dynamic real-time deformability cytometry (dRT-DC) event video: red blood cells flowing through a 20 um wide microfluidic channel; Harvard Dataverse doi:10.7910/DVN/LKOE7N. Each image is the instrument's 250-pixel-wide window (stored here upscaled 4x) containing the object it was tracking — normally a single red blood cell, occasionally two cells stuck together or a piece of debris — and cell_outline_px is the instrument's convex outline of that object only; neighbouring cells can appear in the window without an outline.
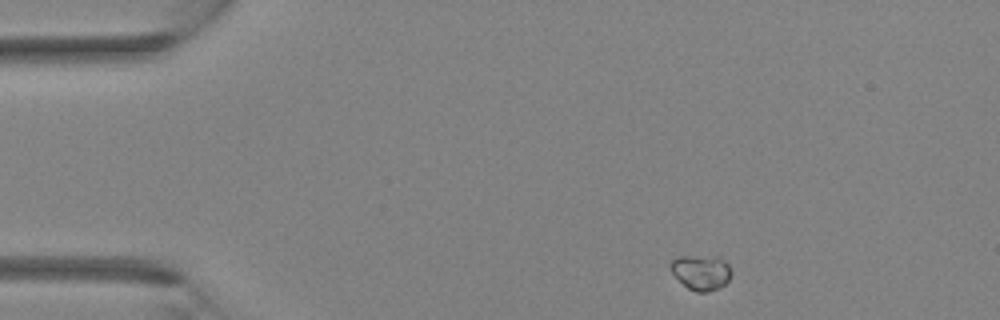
{"species": "Egyptian fruit bat (a non-hibernating species)", "species_latin": "Rousettus aegyptiacus", "temperature_condition": "room temperature", "stored_images_in_passage": 34, "camera_frame_rate_fps": 3000, "um_per_image_px": 0.085, "animal": {"sex": "female"}, "frame": {"image": 1, "passage_image": 1, "time_ms": 0.0, "image_size_px": [1000, 320], "cell_outline_px": [[732, 272], [728, 280], [724, 284], [708, 292], [696, 292], [688, 288], [668, 268], [668, 264], [672, 260], [680, 256], [720, 256], [728, 264]], "centroid_in_image_um": [59.58, 23.12], "position_along_channel_um": 25.4, "area_um2": 12.43}}
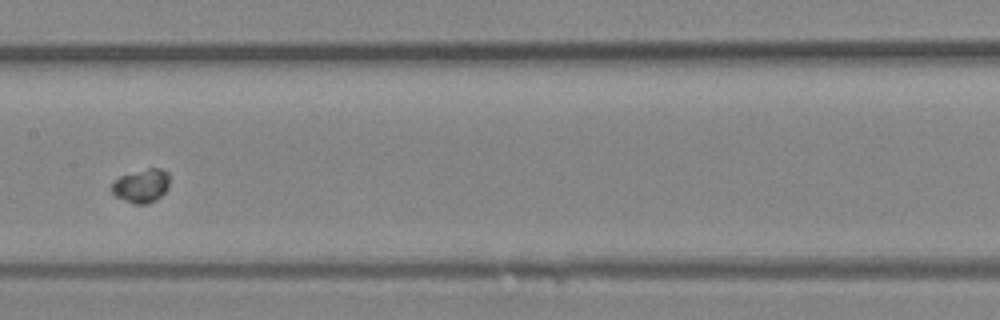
{"frame": {"image": 2, "passage_image": 15, "time_ms": 4.667, "image_size_px": [1000, 320], "cell_outline_px": [[168, 188], [156, 200], [144, 204], [136, 204], [116, 196], [112, 192], [112, 184], [120, 176], [148, 168], [160, 168], [168, 172]], "centroid_in_image_um": [12.04, 15.78], "position_along_channel_um": 195.4, "area_um2": 11.04}}
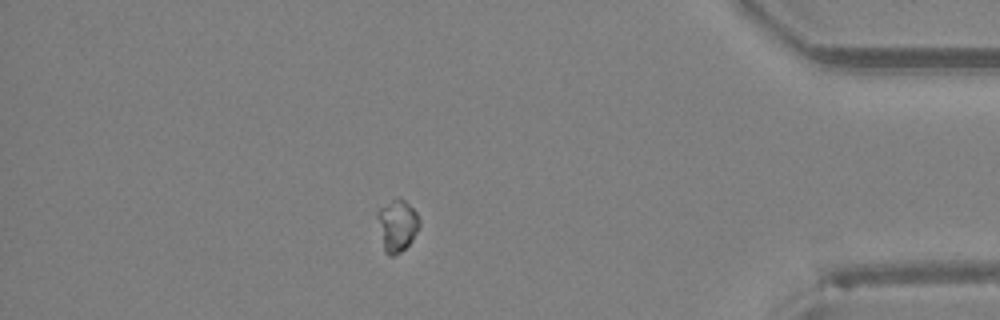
{"frame": {"image": 3, "passage_image": 29, "time_ms": 9.333, "image_size_px": [1000, 320], "cell_outline_px": [[420, 224], [412, 240], [400, 252], [392, 256], [388, 256], [384, 252], [376, 216], [376, 212], [380, 208], [392, 200], [404, 200], [416, 212], [420, 220]], "centroid_in_image_um": [33.73, 19.2], "position_along_channel_um": 401.5, "area_um2": 12.48}}